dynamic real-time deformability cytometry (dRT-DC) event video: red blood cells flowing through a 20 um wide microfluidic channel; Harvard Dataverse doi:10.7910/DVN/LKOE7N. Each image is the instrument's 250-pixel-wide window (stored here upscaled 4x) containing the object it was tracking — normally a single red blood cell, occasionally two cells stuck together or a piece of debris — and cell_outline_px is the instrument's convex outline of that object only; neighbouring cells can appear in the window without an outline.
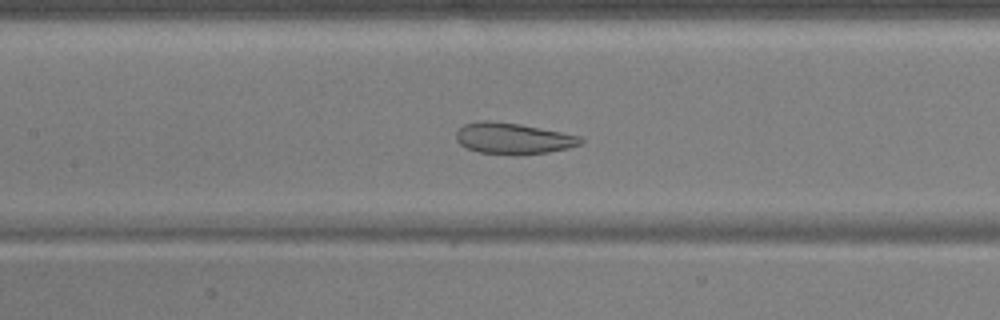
{"species": "common noctule bat (a hibernating species)", "species_latin": "Nyctalus noctula", "temperature_condition": "warm", "stored_images_in_passage": 50, "camera_frame_rate_fps": 3000, "um_per_image_px": 0.085, "animal": {"sex": "male", "body_mass_g": 17.9, "forearm_length_mm": 54.2}, "frame": {"image": 1, "passage_image": 21, "time_ms": 6.667, "image_size_px": [1000, 320], "cell_outline_px": [[584, 140], [580, 144], [568, 148], [548, 152], [520, 156], [516, 156], [476, 152], [460, 144], [456, 140], [456, 132], [464, 124], [480, 120], [484, 120], [520, 124], [580, 136]], "centroid_in_image_um": [43.59, 11.79], "position_along_channel_um": 163.8, "area_um2": 22.77}}
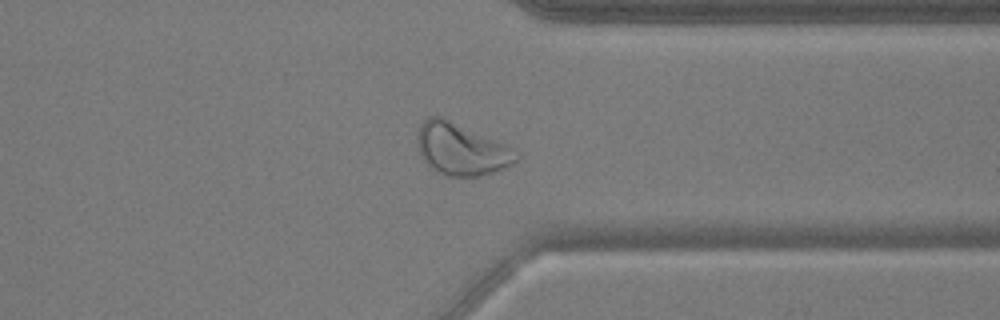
{"frame": {"image": 2, "passage_image": 38, "time_ms": 12.333, "image_size_px": [1000, 320], "cell_outline_px": [[520, 156], [512, 164], [504, 168], [480, 176], [448, 176], [432, 168], [420, 156], [416, 140], [416, 132], [420, 124], [428, 116], [440, 116], [508, 144], [516, 148]], "centroid_in_image_um": [39.22, 12.66], "position_along_channel_um": 372.2, "area_um2": 30.17}}
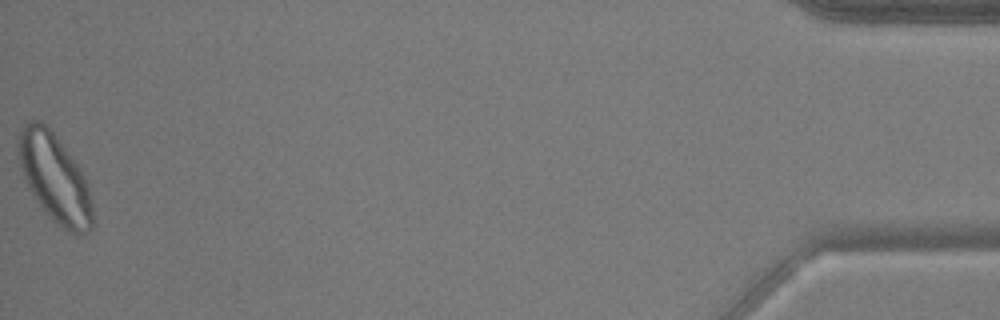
{"frame": {"image": 3, "passage_image": 50, "time_ms": 16.333, "image_size_px": [1000, 320], "cell_outline_px": [[92, 228], [88, 232], [72, 232], [56, 224], [52, 220], [36, 200], [28, 188], [20, 168], [20, 128], [32, 120], [40, 120], [52, 132], [80, 168], [88, 184], [92, 204]], "centroid_in_image_um": [4.66, 15.16], "position_along_channel_um": 430.5, "area_um2": 37.28}}